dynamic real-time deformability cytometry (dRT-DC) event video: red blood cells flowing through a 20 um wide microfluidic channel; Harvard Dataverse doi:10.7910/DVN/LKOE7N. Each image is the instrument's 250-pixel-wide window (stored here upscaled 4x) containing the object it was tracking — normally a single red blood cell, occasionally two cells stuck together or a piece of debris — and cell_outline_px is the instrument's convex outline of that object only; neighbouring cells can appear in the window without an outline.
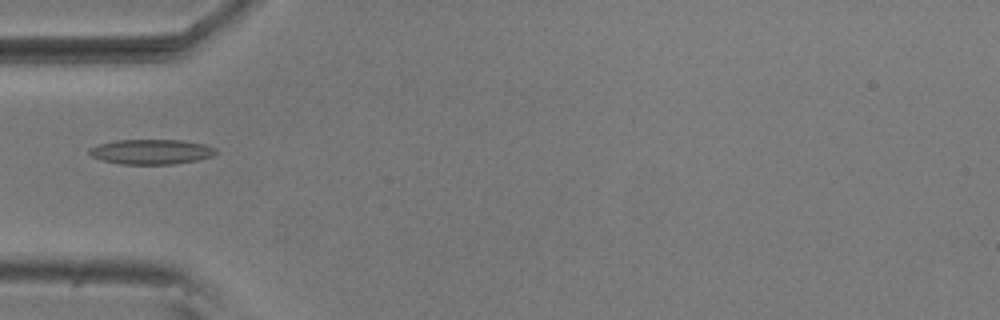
{"species": "common noctule bat (a hibernating species)", "species_latin": "Nyctalus noctula", "temperature_condition": "room temperature", "stored_images_in_passage": 5, "camera_frame_rate_fps": 3000, "um_per_image_px": 0.085, "animal": {"sex": "male", "body_mass_g": 20.5, "forearm_length_mm": 52.5}, "frame": {"image": 1, "passage_image": 5, "time_ms": 1.333, "image_size_px": [1000, 320], "cell_outline_px": [[216, 152], [212, 156], [196, 160], [172, 164], [120, 164], [104, 160], [92, 156], [88, 152], [88, 148], [100, 144], [116, 140], [180, 140], [204, 144], [216, 148]], "centroid_in_image_um": [12.85, 12.89], "position_along_channel_um": 72.2, "area_um2": 18.21}}